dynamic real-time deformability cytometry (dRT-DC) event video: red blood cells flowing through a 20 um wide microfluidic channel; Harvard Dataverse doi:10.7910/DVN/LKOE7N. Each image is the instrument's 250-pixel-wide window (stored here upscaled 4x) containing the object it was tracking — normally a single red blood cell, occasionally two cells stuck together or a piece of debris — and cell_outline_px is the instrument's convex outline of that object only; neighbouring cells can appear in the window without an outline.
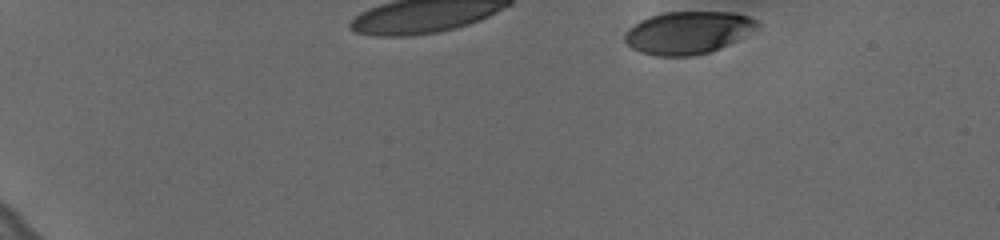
{"species": "human", "species_latin": "Homo sapiens", "temperature_condition": "cold", "stored_images_in_passage": 19, "camera_frame_rate_fps": 3000, "um_per_image_px": 0.085, "donor": {"sex": "female"}, "frame": {"image": 1, "passage_image": 1, "time_ms": 0.0, "image_size_px": [1000, 240], "cell_outline_px": [[760, 24], [756, 28], [736, 40], [720, 48], [708, 52], [692, 56], [656, 56], [640, 52], [632, 48], [624, 40], [624, 32], [628, 28], [640, 20], [664, 12], [736, 12], [748, 16], [756, 20]], "centroid_in_image_um": [58.44, 2.77], "position_along_channel_um": 26.6, "area_um2": 32.71}}
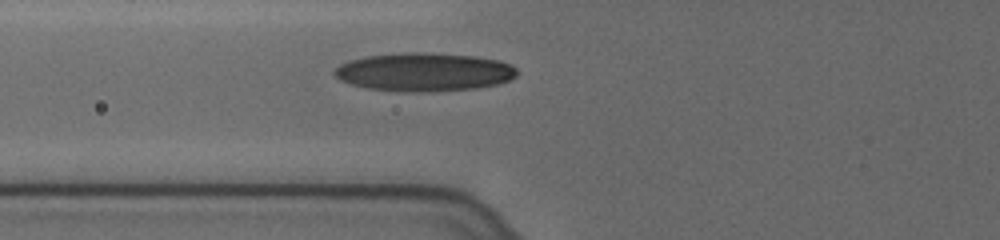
{"frame": {"image": 2, "passage_image": 15, "time_ms": 4.667, "image_size_px": [1000, 240], "cell_outline_px": [[516, 76], [508, 80], [496, 84], [476, 88], [424, 92], [404, 92], [368, 88], [352, 84], [340, 80], [332, 72], [340, 64], [352, 60], [368, 56], [412, 52], [416, 52], [476, 56], [500, 60], [516, 68]], "centroid_in_image_um": [36.05, 6.13], "position_along_channel_um": 89.7, "area_um2": 40.46}}
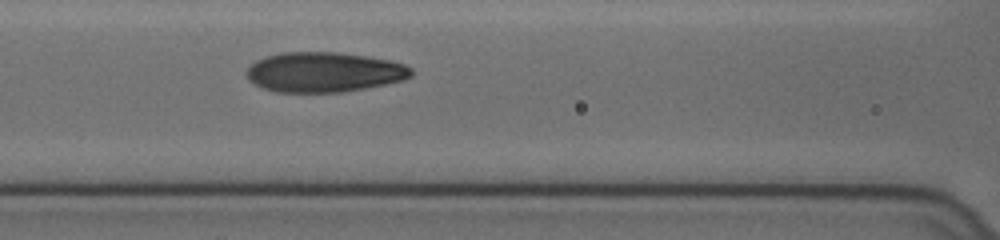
{"frame": {"image": 3, "passage_image": 19, "time_ms": 6.0, "image_size_px": [1000, 240], "cell_outline_px": [[412, 76], [400, 80], [384, 84], [364, 88], [340, 92], [276, 92], [264, 88], [248, 80], [244, 72], [256, 60], [264, 56], [284, 52], [336, 52], [364, 56], [388, 60], [404, 64], [412, 68]], "centroid_in_image_um": [27.49, 6.12], "position_along_channel_um": 139.1, "area_um2": 38.15}}